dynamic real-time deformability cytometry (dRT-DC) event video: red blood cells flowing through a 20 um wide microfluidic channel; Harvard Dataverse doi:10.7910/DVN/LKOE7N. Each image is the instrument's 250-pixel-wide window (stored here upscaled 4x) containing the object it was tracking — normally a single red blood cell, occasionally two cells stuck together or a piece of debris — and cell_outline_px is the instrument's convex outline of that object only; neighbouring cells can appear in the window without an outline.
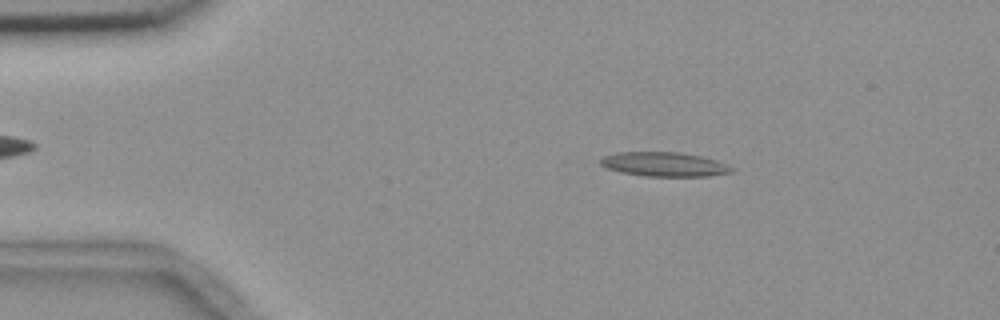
{"species": "common noctule bat (a hibernating species)", "species_latin": "Nyctalus noctula", "temperature_condition": "room temperature", "stored_images_in_passage": 55, "camera_frame_rate_fps": 3000, "um_per_image_px": 0.085, "animal": {"sex": "female", "body_mass_g": 18.4}, "frame": {"image": 1, "passage_image": 9, "time_ms": 2.667, "image_size_px": [1000, 320], "cell_outline_px": [[732, 172], [708, 176], [644, 176], [620, 172], [608, 168], [600, 164], [600, 160], [604, 156], [616, 152], [680, 152], [700, 156], [724, 164], [732, 168]], "centroid_in_image_um": [56.39, 13.96], "position_along_channel_um": 28.6, "area_um2": 18.26}}
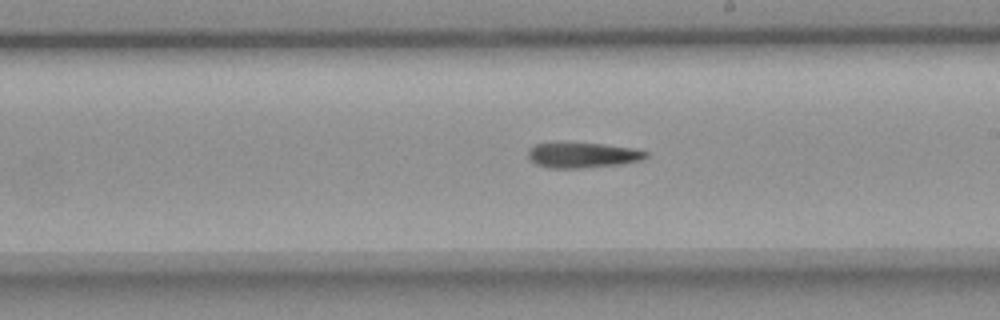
{"frame": {"image": 2, "passage_image": 31, "time_ms": 10.0, "image_size_px": [1000, 320], "cell_outline_px": [[648, 156], [640, 160], [620, 164], [580, 168], [548, 168], [536, 164], [528, 156], [528, 148], [536, 144], [552, 140], [556, 140], [604, 144], [636, 148], [648, 152]], "centroid_in_image_um": [49.46, 13.14], "position_along_channel_um": 239.5, "area_um2": 18.09}}
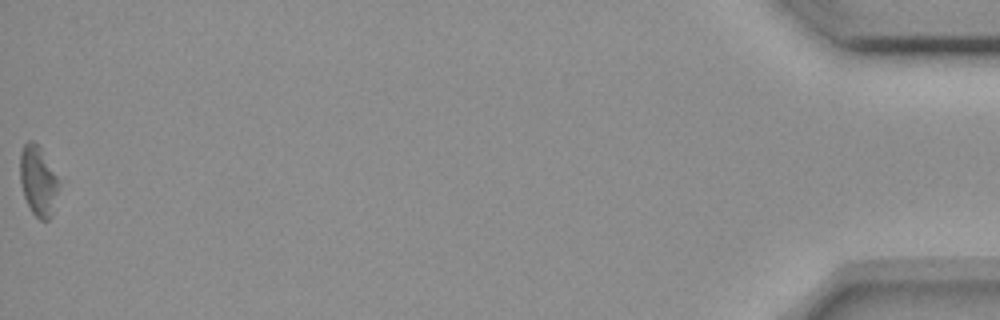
{"frame": {"image": 3, "passage_image": 55, "time_ms": 18.0, "image_size_px": [1000, 320], "cell_outline_px": [[60, 184], [52, 216], [48, 220], [40, 220], [32, 212], [24, 196], [20, 184], [20, 152], [24, 144], [28, 140], [32, 140], [40, 148], [60, 180]], "centroid_in_image_um": [3.25, 15.39], "position_along_channel_um": 432.0, "area_um2": 15.9}}